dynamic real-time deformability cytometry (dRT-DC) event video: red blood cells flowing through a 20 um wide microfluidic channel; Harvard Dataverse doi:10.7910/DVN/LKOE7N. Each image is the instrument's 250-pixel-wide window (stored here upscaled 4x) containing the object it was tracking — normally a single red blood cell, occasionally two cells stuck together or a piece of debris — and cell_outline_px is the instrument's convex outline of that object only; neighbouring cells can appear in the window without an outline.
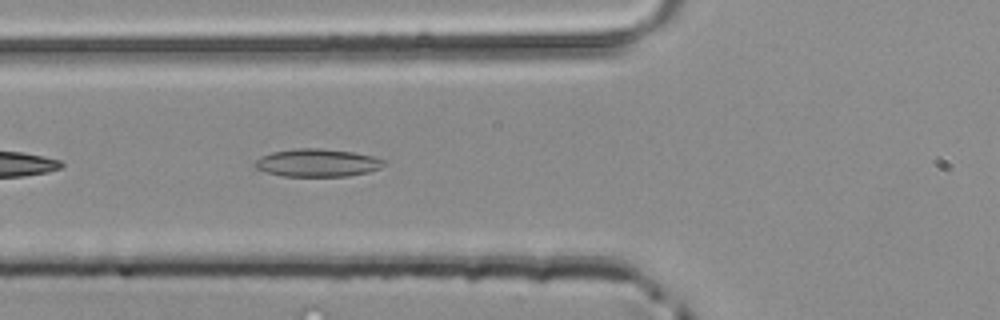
{"species": "common noctule bat (a hibernating species)", "species_latin": "Nyctalus noctula", "temperature_condition": "room temperature", "stored_images_in_passage": 12, "camera_frame_rate_fps": 3000, "um_per_image_px": 0.085, "animal": {"sex": "male", "body_mass_g": 20.4}, "frame": {"image": 1, "passage_image": 4, "time_ms": 1.0, "image_size_px": [1000, 320], "cell_outline_px": [[384, 164], [380, 168], [368, 172], [348, 176], [280, 176], [264, 172], [256, 168], [252, 164], [260, 156], [272, 152], [296, 148], [324, 148], [352, 152], [372, 156], [384, 160]], "centroid_in_image_um": [26.92, 13.84], "position_along_channel_um": 98.9, "area_um2": 21.04}}
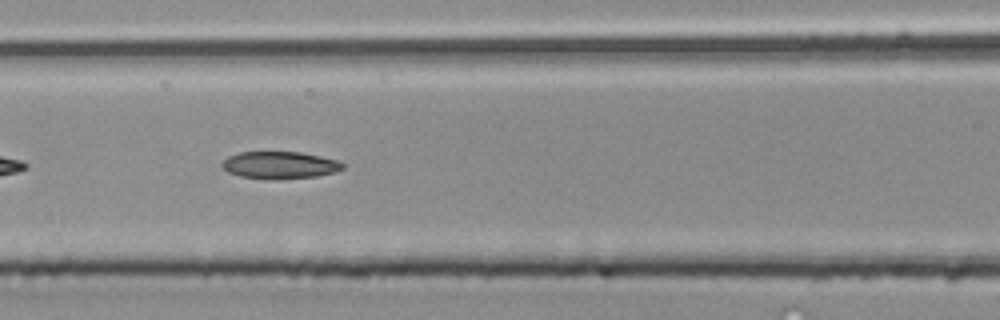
{"frame": {"image": 2, "passage_image": 7, "time_ms": 2.0, "image_size_px": [1000, 320], "cell_outline_px": [[344, 168], [336, 172], [316, 176], [240, 176], [228, 172], [220, 164], [228, 156], [240, 152], [300, 152], [340, 160], [344, 164]], "centroid_in_image_um": [23.82, 13.97], "position_along_channel_um": 142.8, "area_um2": 18.15}}